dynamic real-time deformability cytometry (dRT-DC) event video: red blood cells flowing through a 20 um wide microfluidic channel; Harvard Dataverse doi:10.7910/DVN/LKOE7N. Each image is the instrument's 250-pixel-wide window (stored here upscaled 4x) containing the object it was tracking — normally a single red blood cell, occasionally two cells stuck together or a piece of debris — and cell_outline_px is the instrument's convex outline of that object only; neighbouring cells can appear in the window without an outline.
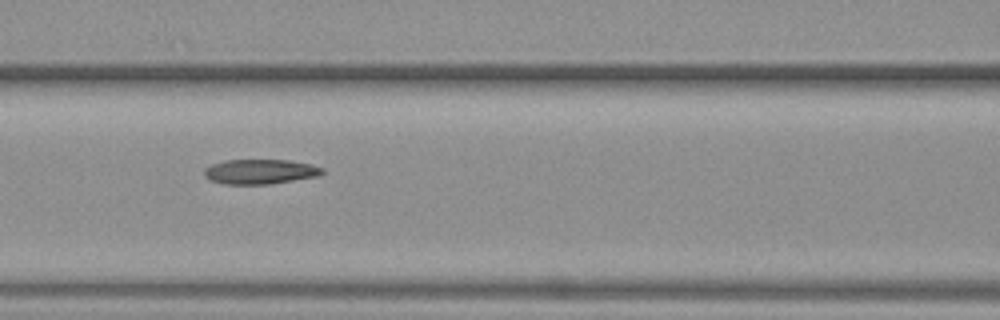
{"species": "common noctule bat (a hibernating species)", "species_latin": "Nyctalus noctula", "temperature_condition": "warm", "stored_images_in_passage": 8, "camera_frame_rate_fps": 3000, "um_per_image_px": 0.085, "animal": {"sex": "female", "body_mass_g": 19.3, "forearm_length_mm": 54.1}, "frame": {"image": 1, "passage_image": 6, "time_ms": 1.667, "image_size_px": [1000, 320], "cell_outline_px": [[324, 172], [320, 176], [268, 184], [224, 184], [212, 180], [204, 176], [204, 168], [212, 164], [224, 160], [288, 160], [312, 164], [324, 168]], "centroid_in_image_um": [22.13, 14.58], "position_along_channel_um": 144.5, "area_um2": 17.11}}
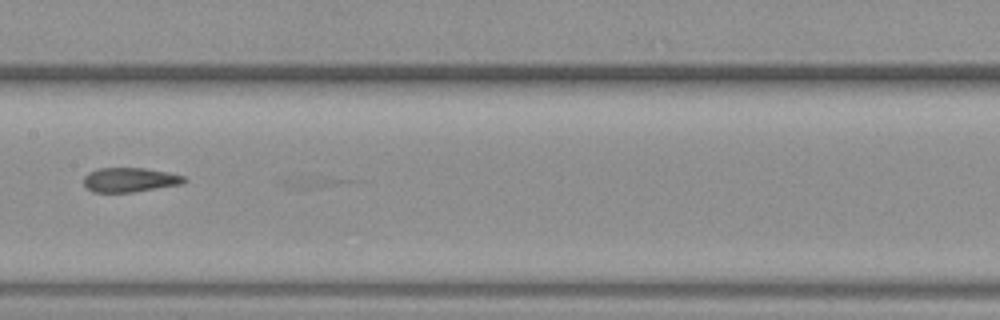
{"frame": {"image": 2, "passage_image": 7, "time_ms": 2.0, "image_size_px": [1000, 320], "cell_outline_px": [[188, 180], [180, 184], [132, 192], [96, 192], [88, 188], [84, 184], [84, 176], [88, 172], [96, 168], [144, 168], [168, 172], [184, 176]], "centroid_in_image_um": [11.02, 15.27], "position_along_channel_um": 196.4, "area_um2": 14.16}}
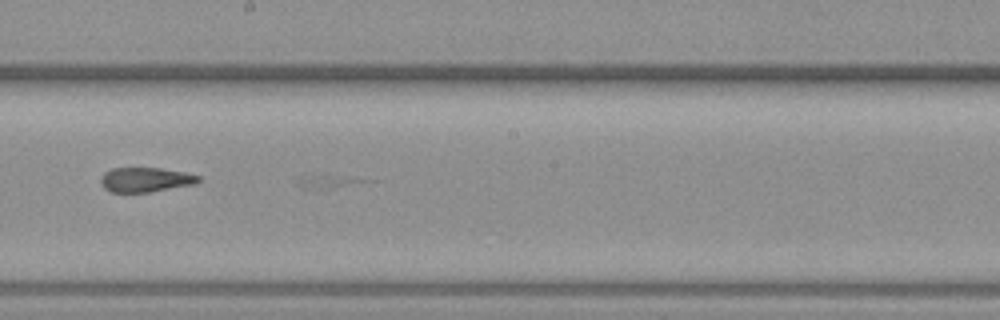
{"frame": {"image": 3, "passage_image": 8, "time_ms": 2.333, "image_size_px": [1000, 320], "cell_outline_px": [[200, 180], [196, 184], [148, 192], [112, 192], [104, 188], [100, 180], [104, 172], [112, 168], [160, 168], [184, 172], [200, 176]], "centroid_in_image_um": [12.37, 15.27], "position_along_channel_um": 235.8, "area_um2": 13.93}}